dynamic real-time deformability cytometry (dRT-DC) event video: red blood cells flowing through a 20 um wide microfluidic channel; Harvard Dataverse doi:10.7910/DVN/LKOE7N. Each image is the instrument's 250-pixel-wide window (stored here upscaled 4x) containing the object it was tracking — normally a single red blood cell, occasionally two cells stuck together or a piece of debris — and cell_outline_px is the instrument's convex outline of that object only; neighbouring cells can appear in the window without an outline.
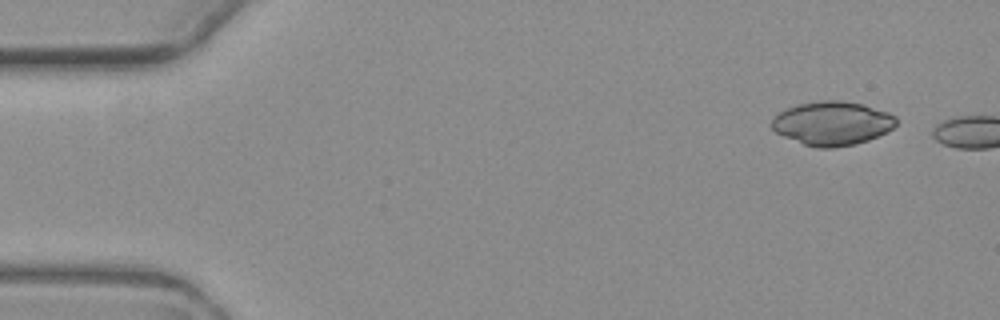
{"species": "common noctule bat (a hibernating species)", "species_latin": "Nyctalus noctula", "temperature_condition": "warm", "stored_images_in_passage": 2, "camera_frame_rate_fps": 3000, "um_per_image_px": 0.085, "animal": {"sex": "female", "body_mass_g": 19.3, "forearm_length_mm": 54.1}, "frame": {"image": 1, "passage_image": 1, "time_ms": 0.0, "image_size_px": [1000, 320], "cell_outline_px": [[896, 124], [892, 128], [868, 140], [852, 144], [832, 148], [816, 148], [804, 144], [784, 136], [776, 132], [772, 128], [772, 120], [784, 108], [796, 104], [820, 100], [840, 100], [864, 104], [888, 112], [896, 116]], "centroid_in_image_um": [70.73, 10.46], "position_along_channel_um": 14.3, "area_um2": 31.67}}